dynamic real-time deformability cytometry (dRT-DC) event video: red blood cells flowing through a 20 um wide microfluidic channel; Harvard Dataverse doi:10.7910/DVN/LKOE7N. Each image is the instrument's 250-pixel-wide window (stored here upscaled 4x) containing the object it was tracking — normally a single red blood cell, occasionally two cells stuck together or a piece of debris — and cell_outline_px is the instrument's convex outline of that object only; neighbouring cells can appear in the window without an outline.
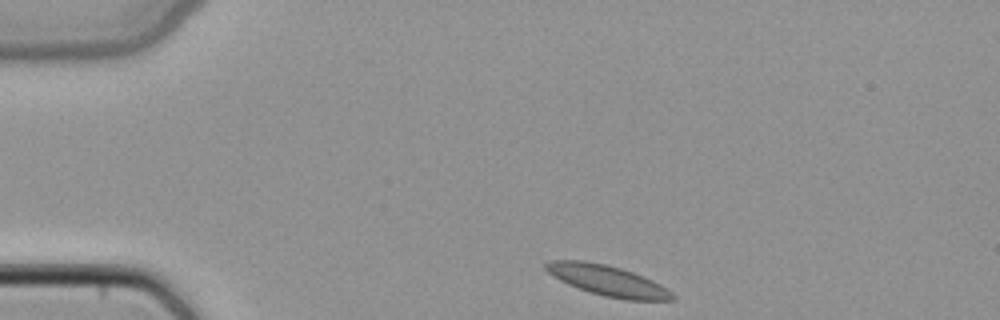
{"species": "common noctule bat (a hibernating species)", "species_latin": "Nyctalus noctula", "temperature_condition": "cold", "stored_images_in_passage": 40, "camera_frame_rate_fps": 3000, "um_per_image_px": 0.085, "animal": {"sex": "female", "body_mass_g": 22.7, "forearm_length_mm": 54.2}, "frame": {"image": 1, "passage_image": 1, "time_ms": 0.0, "image_size_px": [1000, 320], "cell_outline_px": [[676, 300], [624, 300], [604, 296], [568, 284], [552, 276], [544, 268], [544, 264], [548, 260], [584, 260], [604, 264], [620, 268], [644, 276], [668, 288], [676, 296]], "centroid_in_image_um": [51.67, 23.85], "position_along_channel_um": 33.3, "area_um2": 22.54}}
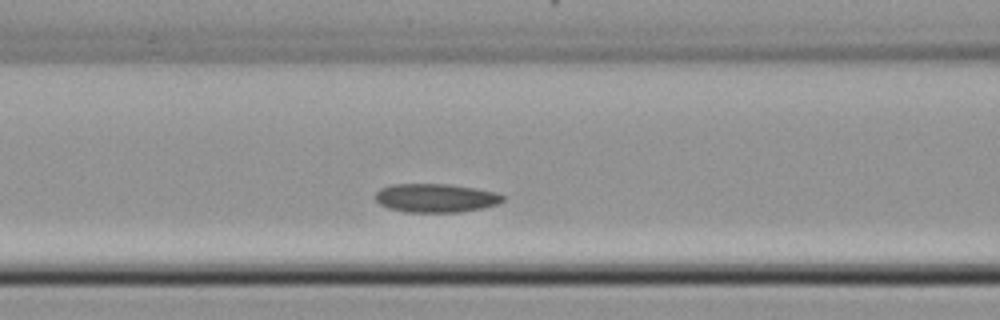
{"frame": {"image": 2, "passage_image": 12, "time_ms": 3.667, "image_size_px": [1000, 320], "cell_outline_px": [[504, 200], [496, 204], [484, 208], [460, 212], [408, 212], [388, 208], [380, 204], [376, 200], [376, 192], [380, 188], [392, 184], [448, 184], [476, 188], [496, 192], [504, 196]], "centroid_in_image_um": [37.05, 16.82], "position_along_channel_um": 129.6, "area_um2": 21.33}}
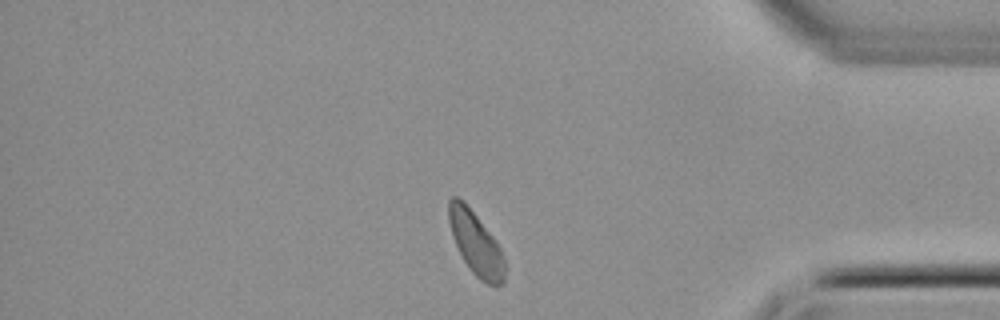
{"frame": {"image": 3, "passage_image": 33, "time_ms": 10.667, "image_size_px": [1000, 320], "cell_outline_px": [[504, 284], [496, 288], [480, 280], [472, 272], [464, 260], [452, 236], [448, 220], [448, 200], [452, 196], [456, 196], [476, 216], [496, 240], [500, 248], [504, 260]], "centroid_in_image_um": [40.45, 20.74], "position_along_channel_um": 394.7, "area_um2": 20.29}}